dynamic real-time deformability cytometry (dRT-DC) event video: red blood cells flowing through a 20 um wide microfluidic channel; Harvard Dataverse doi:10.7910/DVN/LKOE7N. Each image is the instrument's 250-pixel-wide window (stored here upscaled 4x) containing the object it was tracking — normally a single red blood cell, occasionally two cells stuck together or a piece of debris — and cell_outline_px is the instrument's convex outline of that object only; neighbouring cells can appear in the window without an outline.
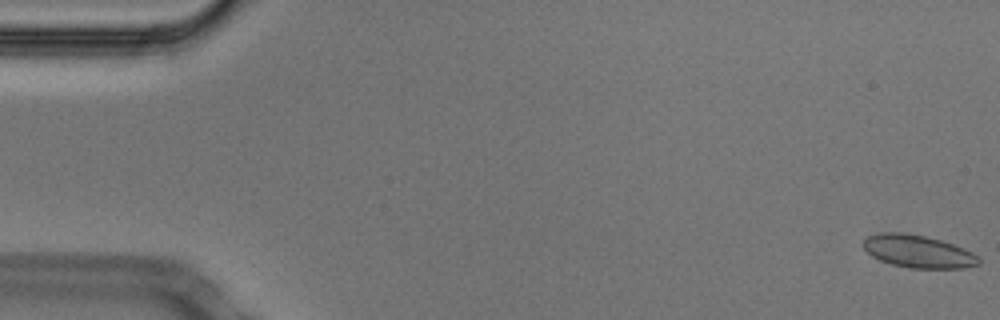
{"species": "Egyptian fruit bat (a non-hibernating species)", "species_latin": "Rousettus aegyptiacus", "temperature_condition": "cold", "stored_images_in_passage": 54, "segment_of_instrument_passage": [1, 2], "camera_frame_rate_fps": 3000, "um_per_image_px": 0.085, "animal": {"sex": "male"}, "frame": {"image": 1, "passage_image": 1, "time_ms": 0.0, "image_size_px": [1000, 320], "cell_outline_px": [[980, 264], [964, 268], [912, 268], [892, 264], [880, 260], [872, 256], [864, 248], [864, 240], [868, 236], [880, 232], [900, 232], [924, 236], [940, 240], [964, 248], [980, 256]], "centroid_in_image_um": [78.06, 21.37], "position_along_channel_um": 6.9, "area_um2": 21.85}}
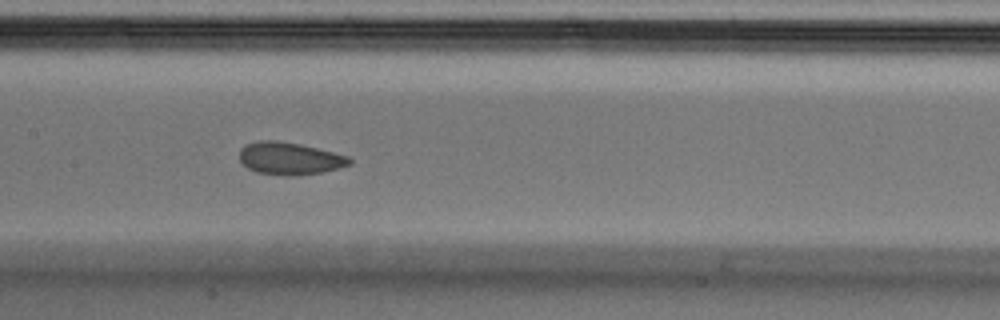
{"frame": {"image": 2, "passage_image": 26, "time_ms": 8.333, "image_size_px": [1000, 320], "cell_outline_px": [[352, 164], [340, 168], [324, 172], [292, 176], [284, 176], [256, 172], [248, 168], [240, 160], [240, 148], [244, 144], [260, 140], [276, 140], [300, 144], [348, 156], [352, 160]], "centroid_in_image_um": [24.62, 13.47], "position_along_channel_um": 182.8, "area_um2": 20.92}}
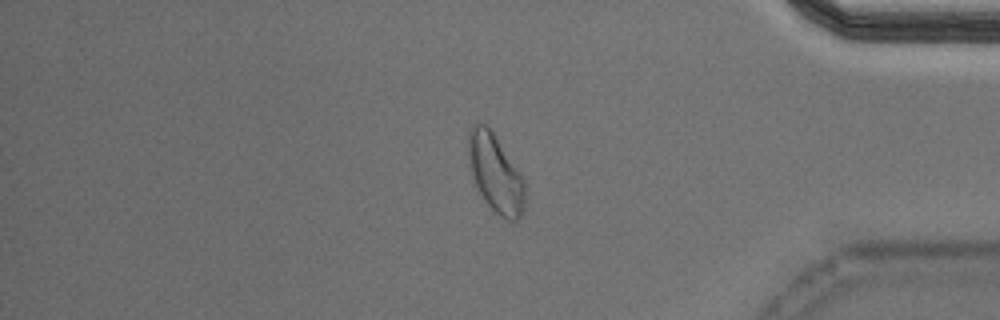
{"frame": {"image": 3, "passage_image": 45, "time_ms": 14.667, "image_size_px": [1000, 320], "cell_outline_px": [[524, 208], [520, 216], [516, 220], [508, 220], [500, 216], [484, 200], [476, 188], [472, 176], [468, 160], [468, 132], [472, 124], [476, 120], [484, 124], [492, 132], [524, 180]], "centroid_in_image_um": [42.06, 14.72], "position_along_channel_um": 393.1, "area_um2": 25.37}}